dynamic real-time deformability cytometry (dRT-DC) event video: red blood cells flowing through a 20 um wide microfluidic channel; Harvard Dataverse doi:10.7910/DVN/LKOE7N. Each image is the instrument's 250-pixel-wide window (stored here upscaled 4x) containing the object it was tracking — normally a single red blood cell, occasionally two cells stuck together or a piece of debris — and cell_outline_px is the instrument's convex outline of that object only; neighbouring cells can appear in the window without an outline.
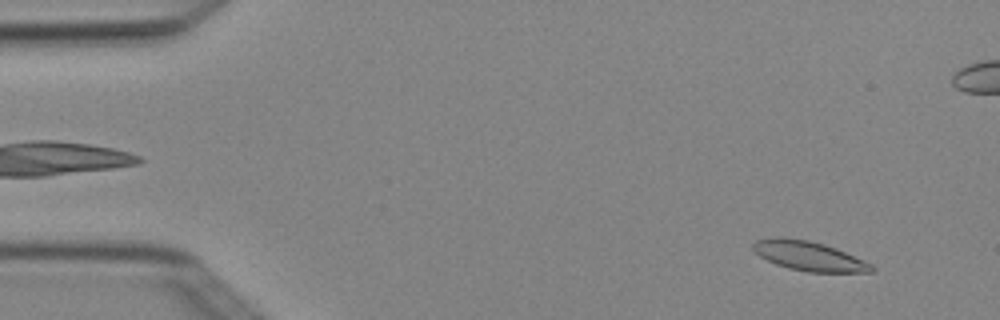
{"species": "Egyptian fruit bat (a non-hibernating species)", "species_latin": "Rousettus aegyptiacus", "temperature_condition": "cold", "stored_images_in_passage": 5, "camera_frame_rate_fps": 3000, "um_per_image_px": 0.085, "animal": {"sex": "female"}, "frame": {"image": 1, "passage_image": 1, "time_ms": 0.0, "image_size_px": [1000, 320], "cell_outline_px": [[876, 268], [872, 272], [808, 272], [788, 268], [776, 264], [760, 256], [752, 248], [752, 244], [756, 240], [768, 236], [784, 236], [808, 240], [824, 244], [836, 248], [864, 260], [872, 264]], "centroid_in_image_um": [68.73, 21.74], "position_along_channel_um": 16.3, "area_um2": 20.58}}